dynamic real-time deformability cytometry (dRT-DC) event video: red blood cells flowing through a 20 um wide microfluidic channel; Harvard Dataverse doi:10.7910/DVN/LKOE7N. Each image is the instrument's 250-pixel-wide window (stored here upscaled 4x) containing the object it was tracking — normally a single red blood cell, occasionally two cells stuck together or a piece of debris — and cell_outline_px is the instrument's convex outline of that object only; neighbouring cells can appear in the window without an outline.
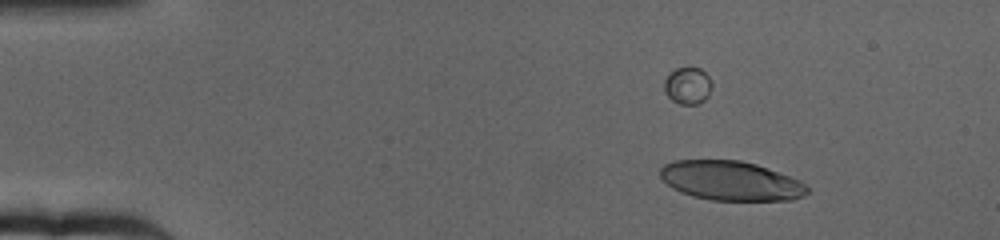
{"species": "human", "species_latin": "Homo sapiens", "temperature_condition": "cold", "stored_images_in_passage": 52, "camera_frame_rate_fps": 3000, "um_per_image_px": 0.085, "donor": {"sex": "female"}, "frame": {"image": 1, "passage_image": 8, "time_ms": 2.333, "image_size_px": [1000, 240], "cell_outline_px": [[808, 192], [804, 196], [792, 200], [712, 200], [692, 196], [680, 192], [672, 188], [660, 176], [660, 168], [664, 164], [672, 160], [740, 160], [756, 164], [800, 180], [808, 184]], "centroid_in_image_um": [62.12, 15.36], "position_along_channel_um": 22.9, "area_um2": 33.87}, "authors_computed_cell_mechanics": {"area_um2": 36.9631, "velocity_mm_per_s": 3.1485, "shape_relaxation_time_tau1_ms": 4.0296, "shape_relaxation_time_tau2_ms": null, "deformation_change_tau1": 0.1858, "deformation_change_tau2": null}}